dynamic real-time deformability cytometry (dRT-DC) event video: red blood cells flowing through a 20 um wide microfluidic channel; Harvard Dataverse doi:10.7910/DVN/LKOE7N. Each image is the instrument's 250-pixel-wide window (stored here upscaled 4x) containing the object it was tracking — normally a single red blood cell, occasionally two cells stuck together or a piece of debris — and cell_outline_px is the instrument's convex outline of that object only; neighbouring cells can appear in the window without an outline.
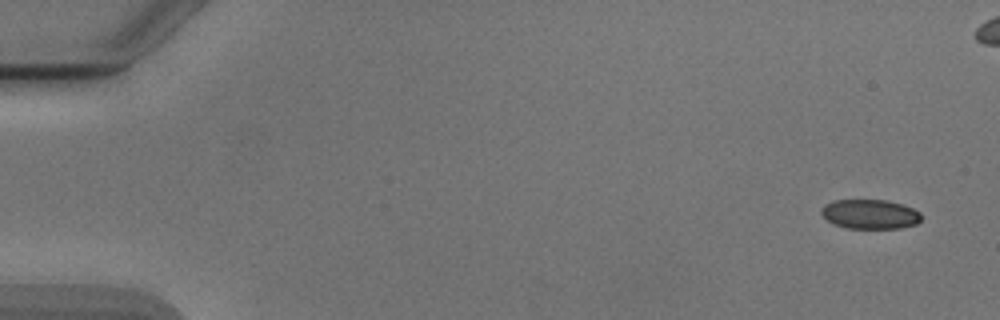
{"species": "Egyptian fruit bat (a non-hibernating species)", "species_latin": "Rousettus aegyptiacus", "temperature_condition": "cold", "stored_images_in_passage": 10, "camera_frame_rate_fps": 3000, "um_per_image_px": 0.085, "animal": {"sex": "male"}, "frame": {"image": 1, "passage_image": 1, "time_ms": 0.0, "image_size_px": [1000, 320], "cell_outline_px": [[920, 220], [916, 224], [900, 228], [848, 228], [836, 224], [828, 220], [820, 212], [824, 204], [836, 200], [884, 200], [900, 204], [912, 208], [920, 212]], "centroid_in_image_um": [73.95, 18.2], "position_along_channel_um": 11.1, "area_um2": 16.88}}
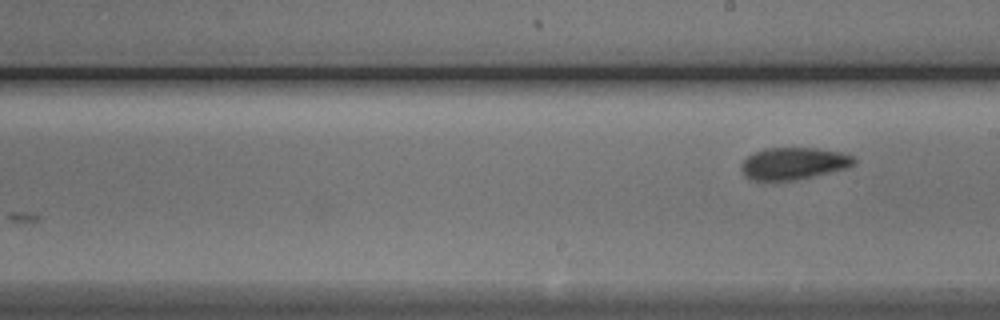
{"frame": {"image": 2, "passage_image": 10, "time_ms": 11.667, "image_size_px": [1000, 320], "cell_outline_px": [[856, 164], [848, 168], [812, 176], [792, 180], [752, 180], [744, 176], [740, 168], [740, 164], [748, 156], [764, 148], [816, 148], [840, 152], [852, 156], [856, 160]], "centroid_in_image_um": [67.45, 13.89], "position_along_channel_um": 221.6, "area_um2": 20.98}}